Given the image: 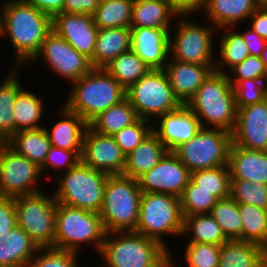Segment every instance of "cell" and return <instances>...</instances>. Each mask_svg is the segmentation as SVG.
<instances>
[{"label":"cell","mask_w":267,"mask_h":267,"mask_svg":"<svg viewBox=\"0 0 267 267\" xmlns=\"http://www.w3.org/2000/svg\"><path fill=\"white\" fill-rule=\"evenodd\" d=\"M3 38L13 50V68L26 69L52 31V17L24 0H3ZM6 36V37H5Z\"/></svg>","instance_id":"1"},{"label":"cell","mask_w":267,"mask_h":267,"mask_svg":"<svg viewBox=\"0 0 267 267\" xmlns=\"http://www.w3.org/2000/svg\"><path fill=\"white\" fill-rule=\"evenodd\" d=\"M69 89L70 94L63 101V105L87 123L126 98V90L105 68H93L88 74L71 83Z\"/></svg>","instance_id":"2"},{"label":"cell","mask_w":267,"mask_h":267,"mask_svg":"<svg viewBox=\"0 0 267 267\" xmlns=\"http://www.w3.org/2000/svg\"><path fill=\"white\" fill-rule=\"evenodd\" d=\"M187 106L197 116L201 127L233 132L237 108L227 74L214 70Z\"/></svg>","instance_id":"3"},{"label":"cell","mask_w":267,"mask_h":267,"mask_svg":"<svg viewBox=\"0 0 267 267\" xmlns=\"http://www.w3.org/2000/svg\"><path fill=\"white\" fill-rule=\"evenodd\" d=\"M171 252L158 241L135 231L106 233L99 255L101 267H156ZM99 266V267H100Z\"/></svg>","instance_id":"4"},{"label":"cell","mask_w":267,"mask_h":267,"mask_svg":"<svg viewBox=\"0 0 267 267\" xmlns=\"http://www.w3.org/2000/svg\"><path fill=\"white\" fill-rule=\"evenodd\" d=\"M106 233L99 213L57 203L54 248L79 253L86 245L99 254Z\"/></svg>","instance_id":"5"},{"label":"cell","mask_w":267,"mask_h":267,"mask_svg":"<svg viewBox=\"0 0 267 267\" xmlns=\"http://www.w3.org/2000/svg\"><path fill=\"white\" fill-rule=\"evenodd\" d=\"M141 195L136 179L124 175L108 177L99 212L107 233L135 231L139 221Z\"/></svg>","instance_id":"6"},{"label":"cell","mask_w":267,"mask_h":267,"mask_svg":"<svg viewBox=\"0 0 267 267\" xmlns=\"http://www.w3.org/2000/svg\"><path fill=\"white\" fill-rule=\"evenodd\" d=\"M183 230L184 217L180 198L162 193H142L135 232L158 241L172 252L167 245L168 240H164V237L180 239Z\"/></svg>","instance_id":"7"},{"label":"cell","mask_w":267,"mask_h":267,"mask_svg":"<svg viewBox=\"0 0 267 267\" xmlns=\"http://www.w3.org/2000/svg\"><path fill=\"white\" fill-rule=\"evenodd\" d=\"M109 176L80 161L76 166L55 178L53 182L57 187L52 191L54 198L57 203L99 213Z\"/></svg>","instance_id":"8"},{"label":"cell","mask_w":267,"mask_h":267,"mask_svg":"<svg viewBox=\"0 0 267 267\" xmlns=\"http://www.w3.org/2000/svg\"><path fill=\"white\" fill-rule=\"evenodd\" d=\"M177 19L175 28L170 30V57L182 63L215 64L217 42L214 39L218 29L191 16Z\"/></svg>","instance_id":"9"},{"label":"cell","mask_w":267,"mask_h":267,"mask_svg":"<svg viewBox=\"0 0 267 267\" xmlns=\"http://www.w3.org/2000/svg\"><path fill=\"white\" fill-rule=\"evenodd\" d=\"M126 98L138 118L150 122L182 105L174 95L164 69H151L126 90Z\"/></svg>","instance_id":"10"},{"label":"cell","mask_w":267,"mask_h":267,"mask_svg":"<svg viewBox=\"0 0 267 267\" xmlns=\"http://www.w3.org/2000/svg\"><path fill=\"white\" fill-rule=\"evenodd\" d=\"M37 192L14 197L17 226L23 229L39 248L53 247L57 201L53 192Z\"/></svg>","instance_id":"11"},{"label":"cell","mask_w":267,"mask_h":267,"mask_svg":"<svg viewBox=\"0 0 267 267\" xmlns=\"http://www.w3.org/2000/svg\"><path fill=\"white\" fill-rule=\"evenodd\" d=\"M232 133L223 129L201 128L190 141L173 152L190 172L228 166Z\"/></svg>","instance_id":"12"},{"label":"cell","mask_w":267,"mask_h":267,"mask_svg":"<svg viewBox=\"0 0 267 267\" xmlns=\"http://www.w3.org/2000/svg\"><path fill=\"white\" fill-rule=\"evenodd\" d=\"M41 168L17 154L6 143H0V197L14 198L44 191L38 185Z\"/></svg>","instance_id":"13"},{"label":"cell","mask_w":267,"mask_h":267,"mask_svg":"<svg viewBox=\"0 0 267 267\" xmlns=\"http://www.w3.org/2000/svg\"><path fill=\"white\" fill-rule=\"evenodd\" d=\"M41 58L44 59L50 72L55 73L54 75L59 76L62 80L68 81V85L93 69L88 58L77 52L53 30L42 42L39 52L28 65L41 62Z\"/></svg>","instance_id":"14"},{"label":"cell","mask_w":267,"mask_h":267,"mask_svg":"<svg viewBox=\"0 0 267 267\" xmlns=\"http://www.w3.org/2000/svg\"><path fill=\"white\" fill-rule=\"evenodd\" d=\"M191 172L173 151H167L159 163L137 181L142 193H162L181 198Z\"/></svg>","instance_id":"15"},{"label":"cell","mask_w":267,"mask_h":267,"mask_svg":"<svg viewBox=\"0 0 267 267\" xmlns=\"http://www.w3.org/2000/svg\"><path fill=\"white\" fill-rule=\"evenodd\" d=\"M81 162L109 175H123L126 155L113 136L99 134L88 126L83 139Z\"/></svg>","instance_id":"16"},{"label":"cell","mask_w":267,"mask_h":267,"mask_svg":"<svg viewBox=\"0 0 267 267\" xmlns=\"http://www.w3.org/2000/svg\"><path fill=\"white\" fill-rule=\"evenodd\" d=\"M232 144L250 150L267 151V98L237 108Z\"/></svg>","instance_id":"17"},{"label":"cell","mask_w":267,"mask_h":267,"mask_svg":"<svg viewBox=\"0 0 267 267\" xmlns=\"http://www.w3.org/2000/svg\"><path fill=\"white\" fill-rule=\"evenodd\" d=\"M52 28L77 52L93 59L98 27L92 15L59 13L52 18Z\"/></svg>","instance_id":"18"},{"label":"cell","mask_w":267,"mask_h":267,"mask_svg":"<svg viewBox=\"0 0 267 267\" xmlns=\"http://www.w3.org/2000/svg\"><path fill=\"white\" fill-rule=\"evenodd\" d=\"M201 128L195 113L183 104L153 122V132L168 151H174L180 144L190 141Z\"/></svg>","instance_id":"19"},{"label":"cell","mask_w":267,"mask_h":267,"mask_svg":"<svg viewBox=\"0 0 267 267\" xmlns=\"http://www.w3.org/2000/svg\"><path fill=\"white\" fill-rule=\"evenodd\" d=\"M131 50L151 69H165L170 58L171 28L131 27Z\"/></svg>","instance_id":"20"},{"label":"cell","mask_w":267,"mask_h":267,"mask_svg":"<svg viewBox=\"0 0 267 267\" xmlns=\"http://www.w3.org/2000/svg\"><path fill=\"white\" fill-rule=\"evenodd\" d=\"M164 70L174 95L181 104L187 105L199 87L215 70V64L182 63L170 57Z\"/></svg>","instance_id":"21"},{"label":"cell","mask_w":267,"mask_h":267,"mask_svg":"<svg viewBox=\"0 0 267 267\" xmlns=\"http://www.w3.org/2000/svg\"><path fill=\"white\" fill-rule=\"evenodd\" d=\"M58 109L57 113L61 119L57 118L52 129L44 127L51 146L76 151L81 156L88 123L77 113L69 111L63 104Z\"/></svg>","instance_id":"22"},{"label":"cell","mask_w":267,"mask_h":267,"mask_svg":"<svg viewBox=\"0 0 267 267\" xmlns=\"http://www.w3.org/2000/svg\"><path fill=\"white\" fill-rule=\"evenodd\" d=\"M228 167L231 180L267 184V151L250 150L231 144Z\"/></svg>","instance_id":"23"},{"label":"cell","mask_w":267,"mask_h":267,"mask_svg":"<svg viewBox=\"0 0 267 267\" xmlns=\"http://www.w3.org/2000/svg\"><path fill=\"white\" fill-rule=\"evenodd\" d=\"M258 7L259 0H207L203 15L217 29L237 28L246 23Z\"/></svg>","instance_id":"24"},{"label":"cell","mask_w":267,"mask_h":267,"mask_svg":"<svg viewBox=\"0 0 267 267\" xmlns=\"http://www.w3.org/2000/svg\"><path fill=\"white\" fill-rule=\"evenodd\" d=\"M131 50L129 27L98 29L93 59V68H104L120 54Z\"/></svg>","instance_id":"25"},{"label":"cell","mask_w":267,"mask_h":267,"mask_svg":"<svg viewBox=\"0 0 267 267\" xmlns=\"http://www.w3.org/2000/svg\"><path fill=\"white\" fill-rule=\"evenodd\" d=\"M167 148L152 131L132 152L126 156L123 175L138 179L154 168L166 154Z\"/></svg>","instance_id":"26"},{"label":"cell","mask_w":267,"mask_h":267,"mask_svg":"<svg viewBox=\"0 0 267 267\" xmlns=\"http://www.w3.org/2000/svg\"><path fill=\"white\" fill-rule=\"evenodd\" d=\"M178 16L168 0H134L131 27L172 28Z\"/></svg>","instance_id":"27"},{"label":"cell","mask_w":267,"mask_h":267,"mask_svg":"<svg viewBox=\"0 0 267 267\" xmlns=\"http://www.w3.org/2000/svg\"><path fill=\"white\" fill-rule=\"evenodd\" d=\"M20 68H11L0 82V143H6L15 134L13 107L23 89Z\"/></svg>","instance_id":"28"},{"label":"cell","mask_w":267,"mask_h":267,"mask_svg":"<svg viewBox=\"0 0 267 267\" xmlns=\"http://www.w3.org/2000/svg\"><path fill=\"white\" fill-rule=\"evenodd\" d=\"M217 267H267L264 248L243 240H228L220 245Z\"/></svg>","instance_id":"29"},{"label":"cell","mask_w":267,"mask_h":267,"mask_svg":"<svg viewBox=\"0 0 267 267\" xmlns=\"http://www.w3.org/2000/svg\"><path fill=\"white\" fill-rule=\"evenodd\" d=\"M221 33L219 35L218 33ZM220 37L217 47L219 55L216 54L215 71L227 74L233 67L240 64L250 53L242 34L235 27L218 29L217 36ZM228 68V69H227ZM227 69V70H226Z\"/></svg>","instance_id":"30"},{"label":"cell","mask_w":267,"mask_h":267,"mask_svg":"<svg viewBox=\"0 0 267 267\" xmlns=\"http://www.w3.org/2000/svg\"><path fill=\"white\" fill-rule=\"evenodd\" d=\"M6 144L17 154L26 157L40 168L44 165L51 147L44 127L17 131Z\"/></svg>","instance_id":"31"},{"label":"cell","mask_w":267,"mask_h":267,"mask_svg":"<svg viewBox=\"0 0 267 267\" xmlns=\"http://www.w3.org/2000/svg\"><path fill=\"white\" fill-rule=\"evenodd\" d=\"M24 88L18 93L13 107L15 133L20 130L39 129L46 126L45 123L42 125L40 122L43 121L41 119L46 112L44 98L27 87L24 86Z\"/></svg>","instance_id":"32"},{"label":"cell","mask_w":267,"mask_h":267,"mask_svg":"<svg viewBox=\"0 0 267 267\" xmlns=\"http://www.w3.org/2000/svg\"><path fill=\"white\" fill-rule=\"evenodd\" d=\"M138 119L134 107L125 98L120 103L112 105L106 111L99 113L88 123V126L99 134L114 136L117 132L132 125Z\"/></svg>","instance_id":"33"},{"label":"cell","mask_w":267,"mask_h":267,"mask_svg":"<svg viewBox=\"0 0 267 267\" xmlns=\"http://www.w3.org/2000/svg\"><path fill=\"white\" fill-rule=\"evenodd\" d=\"M186 236L189 237L186 242L208 243L219 246L229 240L211 214L185 216L182 239L184 237L185 240Z\"/></svg>","instance_id":"34"},{"label":"cell","mask_w":267,"mask_h":267,"mask_svg":"<svg viewBox=\"0 0 267 267\" xmlns=\"http://www.w3.org/2000/svg\"><path fill=\"white\" fill-rule=\"evenodd\" d=\"M104 68L125 90L151 70L132 50L120 54Z\"/></svg>","instance_id":"35"},{"label":"cell","mask_w":267,"mask_h":267,"mask_svg":"<svg viewBox=\"0 0 267 267\" xmlns=\"http://www.w3.org/2000/svg\"><path fill=\"white\" fill-rule=\"evenodd\" d=\"M134 0H101L93 16L98 29L131 28Z\"/></svg>","instance_id":"36"},{"label":"cell","mask_w":267,"mask_h":267,"mask_svg":"<svg viewBox=\"0 0 267 267\" xmlns=\"http://www.w3.org/2000/svg\"><path fill=\"white\" fill-rule=\"evenodd\" d=\"M7 242L8 267H27L39 246L20 227L16 226L0 236Z\"/></svg>","instance_id":"37"},{"label":"cell","mask_w":267,"mask_h":267,"mask_svg":"<svg viewBox=\"0 0 267 267\" xmlns=\"http://www.w3.org/2000/svg\"><path fill=\"white\" fill-rule=\"evenodd\" d=\"M242 220V240L265 246L267 243V210L238 204Z\"/></svg>","instance_id":"38"},{"label":"cell","mask_w":267,"mask_h":267,"mask_svg":"<svg viewBox=\"0 0 267 267\" xmlns=\"http://www.w3.org/2000/svg\"><path fill=\"white\" fill-rule=\"evenodd\" d=\"M191 180L218 200L230 196L231 175L228 166L191 172Z\"/></svg>","instance_id":"39"},{"label":"cell","mask_w":267,"mask_h":267,"mask_svg":"<svg viewBox=\"0 0 267 267\" xmlns=\"http://www.w3.org/2000/svg\"><path fill=\"white\" fill-rule=\"evenodd\" d=\"M210 214L229 240H242V220L235 200L230 196L219 199Z\"/></svg>","instance_id":"40"},{"label":"cell","mask_w":267,"mask_h":267,"mask_svg":"<svg viewBox=\"0 0 267 267\" xmlns=\"http://www.w3.org/2000/svg\"><path fill=\"white\" fill-rule=\"evenodd\" d=\"M218 199L199 188L191 179L180 198L183 217L195 214H210Z\"/></svg>","instance_id":"41"},{"label":"cell","mask_w":267,"mask_h":267,"mask_svg":"<svg viewBox=\"0 0 267 267\" xmlns=\"http://www.w3.org/2000/svg\"><path fill=\"white\" fill-rule=\"evenodd\" d=\"M230 197L238 204H248L267 210V184L231 180Z\"/></svg>","instance_id":"42"},{"label":"cell","mask_w":267,"mask_h":267,"mask_svg":"<svg viewBox=\"0 0 267 267\" xmlns=\"http://www.w3.org/2000/svg\"><path fill=\"white\" fill-rule=\"evenodd\" d=\"M232 86L236 108L262 102L267 98V82L263 79L229 81Z\"/></svg>","instance_id":"43"},{"label":"cell","mask_w":267,"mask_h":267,"mask_svg":"<svg viewBox=\"0 0 267 267\" xmlns=\"http://www.w3.org/2000/svg\"><path fill=\"white\" fill-rule=\"evenodd\" d=\"M80 254L53 247L39 248L27 267H80Z\"/></svg>","instance_id":"44"},{"label":"cell","mask_w":267,"mask_h":267,"mask_svg":"<svg viewBox=\"0 0 267 267\" xmlns=\"http://www.w3.org/2000/svg\"><path fill=\"white\" fill-rule=\"evenodd\" d=\"M184 262L187 267H217L220 260V246L208 243L187 242L184 246Z\"/></svg>","instance_id":"45"},{"label":"cell","mask_w":267,"mask_h":267,"mask_svg":"<svg viewBox=\"0 0 267 267\" xmlns=\"http://www.w3.org/2000/svg\"><path fill=\"white\" fill-rule=\"evenodd\" d=\"M153 131V122L138 119L132 125L117 132L113 138L123 153L127 156Z\"/></svg>","instance_id":"46"},{"label":"cell","mask_w":267,"mask_h":267,"mask_svg":"<svg viewBox=\"0 0 267 267\" xmlns=\"http://www.w3.org/2000/svg\"><path fill=\"white\" fill-rule=\"evenodd\" d=\"M81 161V156L76 151L50 147L44 165L41 167L43 177L47 171L54 172V179L60 174L67 172ZM56 173V174H55Z\"/></svg>","instance_id":"47"},{"label":"cell","mask_w":267,"mask_h":267,"mask_svg":"<svg viewBox=\"0 0 267 267\" xmlns=\"http://www.w3.org/2000/svg\"><path fill=\"white\" fill-rule=\"evenodd\" d=\"M227 76L229 81L263 79L267 82V69L261 57L249 55L240 64L233 67Z\"/></svg>","instance_id":"48"},{"label":"cell","mask_w":267,"mask_h":267,"mask_svg":"<svg viewBox=\"0 0 267 267\" xmlns=\"http://www.w3.org/2000/svg\"><path fill=\"white\" fill-rule=\"evenodd\" d=\"M17 226L14 198L0 197V236Z\"/></svg>","instance_id":"49"},{"label":"cell","mask_w":267,"mask_h":267,"mask_svg":"<svg viewBox=\"0 0 267 267\" xmlns=\"http://www.w3.org/2000/svg\"><path fill=\"white\" fill-rule=\"evenodd\" d=\"M173 10L179 16H194L196 13L203 14L207 0H168ZM202 10V11H201ZM194 14V15H193Z\"/></svg>","instance_id":"50"},{"label":"cell","mask_w":267,"mask_h":267,"mask_svg":"<svg viewBox=\"0 0 267 267\" xmlns=\"http://www.w3.org/2000/svg\"><path fill=\"white\" fill-rule=\"evenodd\" d=\"M101 0H64L63 13L93 15Z\"/></svg>","instance_id":"51"},{"label":"cell","mask_w":267,"mask_h":267,"mask_svg":"<svg viewBox=\"0 0 267 267\" xmlns=\"http://www.w3.org/2000/svg\"><path fill=\"white\" fill-rule=\"evenodd\" d=\"M239 32L242 34L244 42L246 43L249 53L252 56L261 57L262 51L265 48L267 40L260 37L256 32H254L251 28H246L244 31Z\"/></svg>","instance_id":"52"},{"label":"cell","mask_w":267,"mask_h":267,"mask_svg":"<svg viewBox=\"0 0 267 267\" xmlns=\"http://www.w3.org/2000/svg\"><path fill=\"white\" fill-rule=\"evenodd\" d=\"M248 22L250 23L248 27L267 40V9L258 7L248 18Z\"/></svg>","instance_id":"53"},{"label":"cell","mask_w":267,"mask_h":267,"mask_svg":"<svg viewBox=\"0 0 267 267\" xmlns=\"http://www.w3.org/2000/svg\"><path fill=\"white\" fill-rule=\"evenodd\" d=\"M37 10L50 15L52 18L63 13L64 0H24Z\"/></svg>","instance_id":"54"},{"label":"cell","mask_w":267,"mask_h":267,"mask_svg":"<svg viewBox=\"0 0 267 267\" xmlns=\"http://www.w3.org/2000/svg\"><path fill=\"white\" fill-rule=\"evenodd\" d=\"M0 267H8V250L6 241H0Z\"/></svg>","instance_id":"55"},{"label":"cell","mask_w":267,"mask_h":267,"mask_svg":"<svg viewBox=\"0 0 267 267\" xmlns=\"http://www.w3.org/2000/svg\"><path fill=\"white\" fill-rule=\"evenodd\" d=\"M176 262L174 260L173 254L170 253L161 263H159L156 267H178L175 265Z\"/></svg>","instance_id":"56"},{"label":"cell","mask_w":267,"mask_h":267,"mask_svg":"<svg viewBox=\"0 0 267 267\" xmlns=\"http://www.w3.org/2000/svg\"><path fill=\"white\" fill-rule=\"evenodd\" d=\"M261 59L264 62L266 69H267V42H266L265 48L262 51Z\"/></svg>","instance_id":"57"},{"label":"cell","mask_w":267,"mask_h":267,"mask_svg":"<svg viewBox=\"0 0 267 267\" xmlns=\"http://www.w3.org/2000/svg\"><path fill=\"white\" fill-rule=\"evenodd\" d=\"M3 13H2V4L0 6V39L3 37Z\"/></svg>","instance_id":"58"},{"label":"cell","mask_w":267,"mask_h":267,"mask_svg":"<svg viewBox=\"0 0 267 267\" xmlns=\"http://www.w3.org/2000/svg\"><path fill=\"white\" fill-rule=\"evenodd\" d=\"M259 7L267 9V0H259Z\"/></svg>","instance_id":"59"},{"label":"cell","mask_w":267,"mask_h":267,"mask_svg":"<svg viewBox=\"0 0 267 267\" xmlns=\"http://www.w3.org/2000/svg\"><path fill=\"white\" fill-rule=\"evenodd\" d=\"M263 248H264V255H265V260H266V264H267V243Z\"/></svg>","instance_id":"60"}]
</instances>
